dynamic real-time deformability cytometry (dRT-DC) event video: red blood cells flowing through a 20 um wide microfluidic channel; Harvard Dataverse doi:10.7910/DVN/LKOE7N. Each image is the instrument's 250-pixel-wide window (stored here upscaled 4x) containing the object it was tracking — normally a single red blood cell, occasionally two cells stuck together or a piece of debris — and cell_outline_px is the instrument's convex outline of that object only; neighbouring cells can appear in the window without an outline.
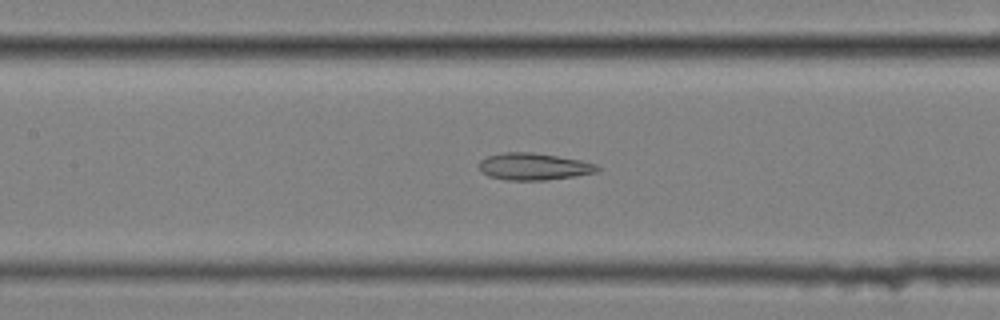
{"species": "common noctule bat (a hibernating species)", "species_latin": "Nyctalus noctula", "temperature_condition": "cold", "stored_images_in_passage": 50, "camera_frame_rate_fps": 3000, "um_per_image_px": 0.085, "animal": {"sex": "female", "body_mass_g": 25.1}, "frame": {"image": 1, "passage_image": 19, "time_ms": 6.0, "image_size_px": [1000, 320], "cell_outline_px": [[600, 168], [596, 172], [576, 176], [544, 180], [504, 180], [488, 176], [480, 168], [480, 160], [488, 156], [504, 152], [532, 152], [580, 160], [596, 164]], "centroid_in_image_um": [45.37, 14.16], "position_along_channel_um": 162.0, "area_um2": 18.44}}
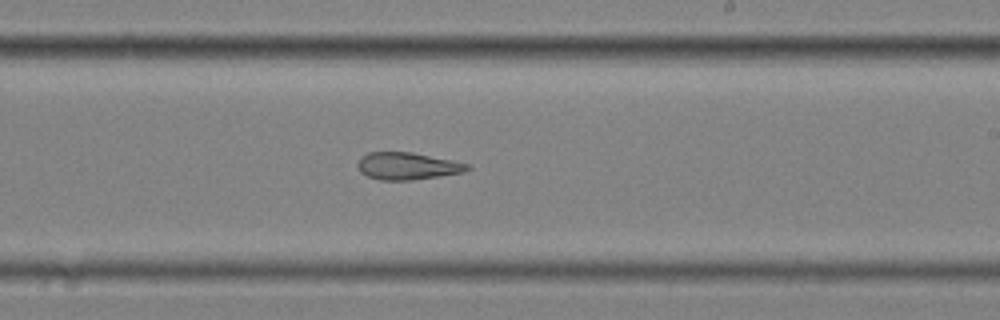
{"frame": {"image": 2, "passage_image": 27, "time_ms": 8.667, "image_size_px": [1000, 320], "cell_outline_px": [[472, 168], [464, 172], [412, 180], [380, 180], [368, 176], [360, 172], [356, 164], [360, 156], [368, 152], [412, 152], [472, 164]], "centroid_in_image_um": [34.63, 14.1], "position_along_channel_um": 254.4, "area_um2": 17.57}}
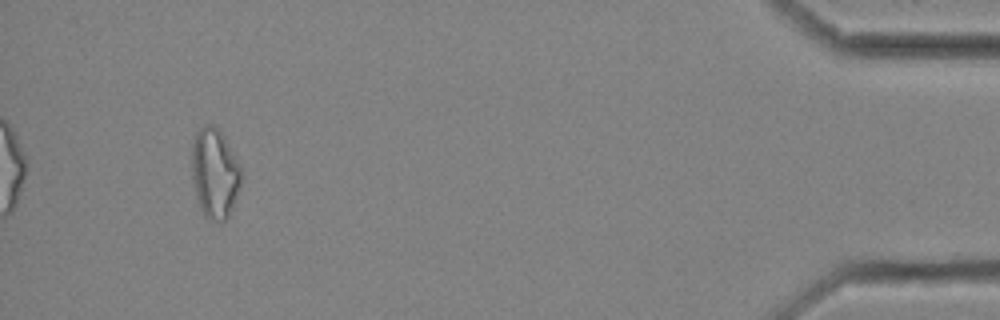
{"frame": {"image": 3, "passage_image": 47, "time_ms": 15.333, "image_size_px": [1000, 320], "cell_outline_px": [[244, 172], [232, 208], [228, 216], [224, 220], [208, 220], [204, 216], [200, 208], [196, 196], [192, 180], [192, 140], [196, 132], [200, 128], [208, 124], [212, 124], [220, 132], [240, 164]], "centroid_in_image_um": [18.24, 14.73], "position_along_channel_um": 417.0, "area_um2": 25.84}, "authors_computed_cell_mechanics": {"area_um2": 20.6924, "velocity_mm_per_s": 3.4758, "shape_relaxation_time_tau1_ms": null, "shape_relaxation_time_tau2_ms": 4.5699, "deformation_change_tau1": null, "deformation_change_tau2": 0.1466}}